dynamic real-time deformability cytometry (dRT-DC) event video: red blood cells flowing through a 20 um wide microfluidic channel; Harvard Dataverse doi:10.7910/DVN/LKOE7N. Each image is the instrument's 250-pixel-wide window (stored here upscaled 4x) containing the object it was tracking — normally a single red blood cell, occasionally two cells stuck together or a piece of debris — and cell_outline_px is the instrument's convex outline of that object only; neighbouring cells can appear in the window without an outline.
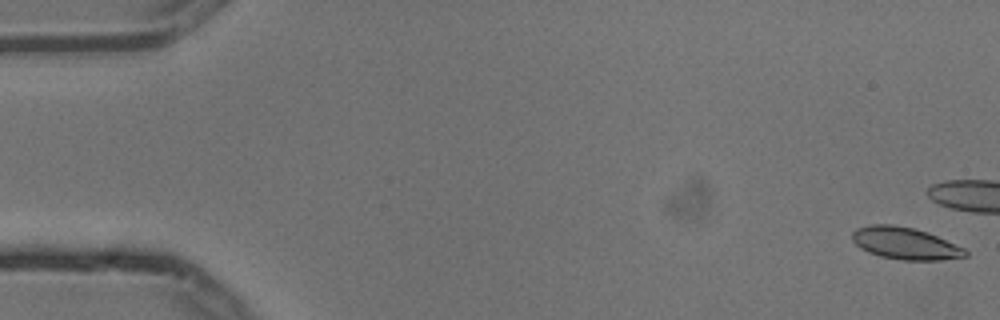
{"species": "common noctule bat (a hibernating species)", "species_latin": "Nyctalus noctula", "temperature_condition": "cold", "stored_images_in_passage": 6, "camera_frame_rate_fps": 3000, "um_per_image_px": 0.085, "animal": {"sex": "male", "body_mass_g": 13.3}, "frame": {"image": 1, "passage_image": 1, "time_ms": 0.0, "image_size_px": [1000, 320], "cell_outline_px": [[968, 256], [940, 260], [900, 260], [880, 256], [868, 252], [860, 248], [852, 240], [852, 232], [856, 228], [868, 224], [892, 224], [916, 228], [928, 232], [964, 248], [968, 252]], "centroid_in_image_um": [76.92, 20.67], "position_along_channel_um": 8.1, "area_um2": 21.33}}